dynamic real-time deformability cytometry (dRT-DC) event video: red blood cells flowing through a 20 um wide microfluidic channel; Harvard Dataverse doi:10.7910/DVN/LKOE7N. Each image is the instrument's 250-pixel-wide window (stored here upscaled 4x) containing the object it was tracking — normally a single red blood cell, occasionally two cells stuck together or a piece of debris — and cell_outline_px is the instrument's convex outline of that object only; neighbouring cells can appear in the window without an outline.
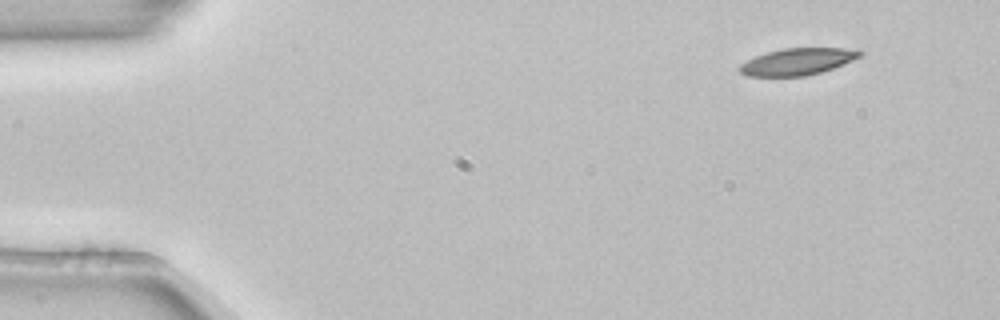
{"species": "common noctule bat (a hibernating species)", "species_latin": "Nyctalus noctula", "temperature_condition": "room temperature", "stored_images_in_passage": 4, "camera_frame_rate_fps": 3000, "um_per_image_px": 0.085, "animal": {"sex": "female", "body_mass_g": 22.7, "forearm_length_mm": 54.2}, "frame": {"image": 1, "passage_image": 1, "time_ms": 0.0, "image_size_px": [1000, 320], "cell_outline_px": [[864, 52], [860, 56], [844, 64], [820, 72], [804, 76], [744, 76], [740, 72], [740, 64], [756, 56], [768, 52], [784, 48], [860, 48]], "centroid_in_image_um": [67.83, 5.23], "position_along_channel_um": 17.2, "area_um2": 18.73}}
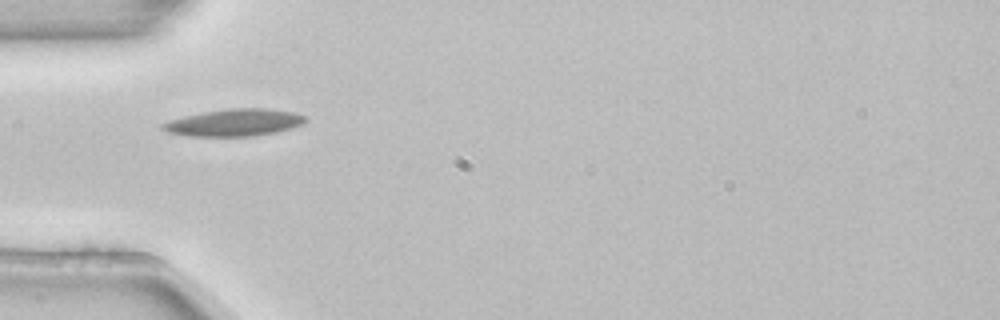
{"frame": {"image": 2, "passage_image": 4, "time_ms": 1.0, "image_size_px": [1000, 320], "cell_outline_px": [[308, 120], [304, 124], [276, 132], [252, 136], [188, 136], [168, 132], [160, 128], [160, 124], [184, 116], [204, 112], [228, 108], [268, 108], [296, 112], [304, 116]], "centroid_in_image_um": [19.95, 10.41], "position_along_channel_um": 65.0, "area_um2": 22.6}}